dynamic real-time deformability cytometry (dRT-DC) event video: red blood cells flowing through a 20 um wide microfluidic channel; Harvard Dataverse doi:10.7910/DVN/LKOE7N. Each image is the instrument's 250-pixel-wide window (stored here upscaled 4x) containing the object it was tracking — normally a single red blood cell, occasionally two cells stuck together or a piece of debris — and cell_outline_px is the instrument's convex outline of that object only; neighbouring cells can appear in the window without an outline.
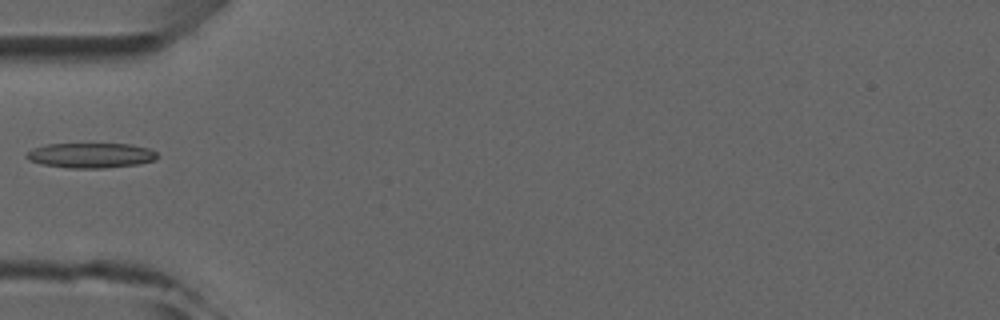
{"species": "common noctule bat (a hibernating species)", "species_latin": "Nyctalus noctula", "temperature_condition": "room temperature", "stored_images_in_passage": 7, "camera_frame_rate_fps": 3000, "um_per_image_px": 0.085, "animal": {"sex": "male", "forearm_length_mm": 52.5}, "frame": {"image": 1, "passage_image": 5, "time_ms": 5.0, "image_size_px": [1000, 320], "cell_outline_px": [[160, 156], [156, 160], [140, 164], [104, 168], [68, 168], [40, 164], [28, 160], [24, 156], [24, 152], [32, 148], [48, 144], [132, 144], [148, 148], [156, 152]], "centroid_in_image_um": [7.7, 13.21], "position_along_channel_um": 77.3, "area_um2": 19.42}}
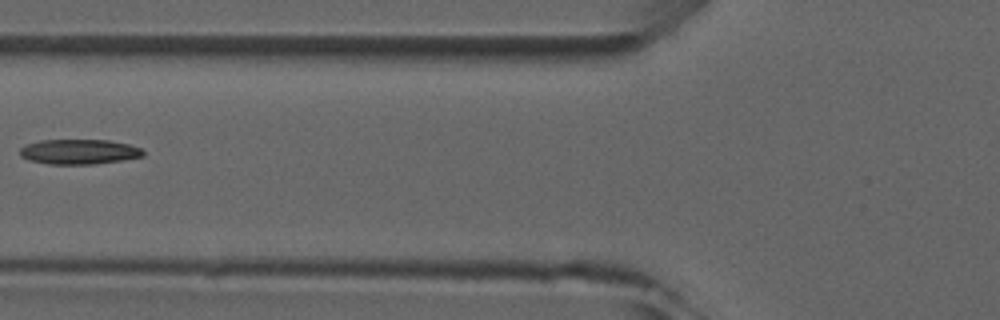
{"frame": {"image": 2, "passage_image": 6, "time_ms": 6.0, "image_size_px": [1000, 320], "cell_outline_px": [[144, 156], [96, 164], [48, 164], [28, 160], [20, 156], [20, 148], [24, 144], [40, 140], [108, 140], [128, 144], [140, 148], [144, 152]], "centroid_in_image_um": [6.67, 12.89], "position_along_channel_um": 119.1, "area_um2": 17.98}}
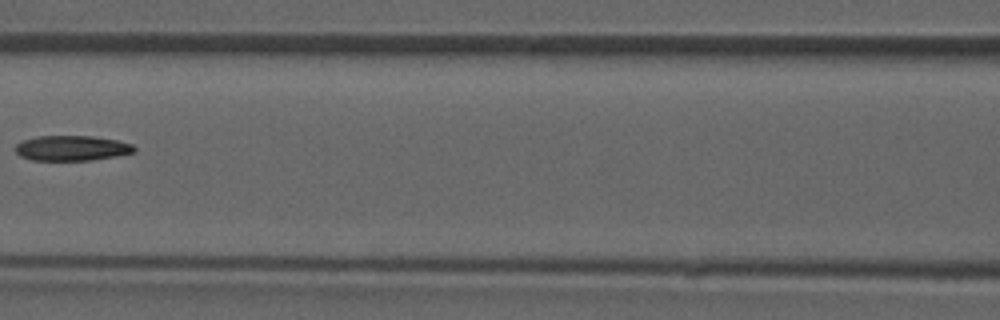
{"frame": {"image": 3, "passage_image": 7, "time_ms": 7.0, "image_size_px": [1000, 320], "cell_outline_px": [[136, 152], [116, 156], [92, 160], [32, 160], [20, 156], [16, 152], [16, 144], [24, 140], [36, 136], [92, 136], [116, 140], [132, 144], [136, 148]], "centroid_in_image_um": [6.12, 12.59], "position_along_channel_um": 160.5, "area_um2": 17.4}}